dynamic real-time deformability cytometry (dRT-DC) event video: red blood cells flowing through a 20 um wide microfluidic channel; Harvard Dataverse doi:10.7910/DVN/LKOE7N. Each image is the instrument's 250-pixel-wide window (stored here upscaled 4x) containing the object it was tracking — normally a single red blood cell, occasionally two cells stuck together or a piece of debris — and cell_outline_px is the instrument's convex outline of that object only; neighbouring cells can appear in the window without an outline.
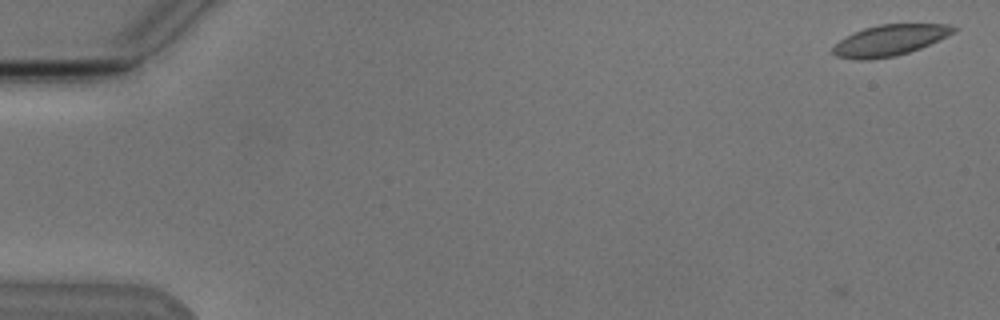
{"species": "Egyptian fruit bat (a non-hibernating species)", "species_latin": "Rousettus aegyptiacus", "temperature_condition": "cold", "stored_images_in_passage": 5, "camera_frame_rate_fps": 3000, "um_per_image_px": 0.085, "animal": {"sex": "male"}, "frame": {"image": 1, "passage_image": 1, "time_ms": 0.0, "image_size_px": [1000, 320], "cell_outline_px": [[956, 32], [920, 48], [896, 56], [868, 60], [860, 60], [836, 56], [832, 52], [832, 48], [840, 40], [864, 28], [880, 24], [948, 24], [956, 28]], "centroid_in_image_um": [75.64, 3.43], "position_along_channel_um": 9.4, "area_um2": 21.5}}